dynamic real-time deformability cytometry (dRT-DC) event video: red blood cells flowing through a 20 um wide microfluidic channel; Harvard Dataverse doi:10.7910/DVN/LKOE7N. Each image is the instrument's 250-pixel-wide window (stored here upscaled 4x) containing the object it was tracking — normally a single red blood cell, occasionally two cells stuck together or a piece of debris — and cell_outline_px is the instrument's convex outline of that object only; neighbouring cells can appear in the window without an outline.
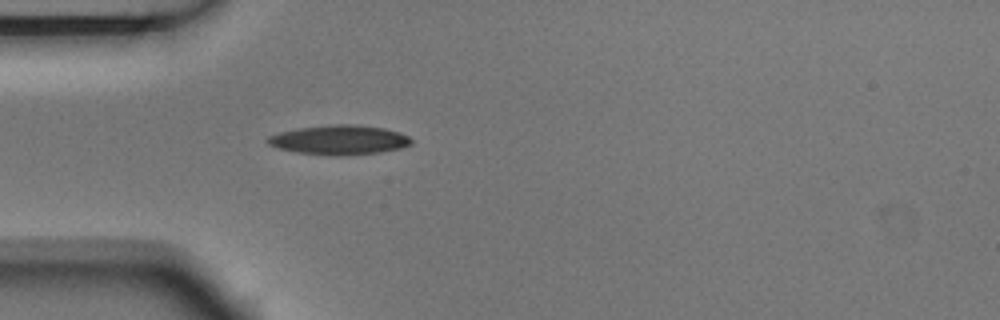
{"species": "Egyptian fruit bat (a non-hibernating species)", "species_latin": "Rousettus aegyptiacus", "temperature_condition": "room temperature", "stored_images_in_passage": 5, "camera_frame_rate_fps": 3000, "um_per_image_px": 0.085, "animal": {"sex": "male"}, "frame": {"image": 1, "passage_image": 5, "time_ms": 1.333, "image_size_px": [1000, 320], "cell_outline_px": [[412, 144], [400, 148], [380, 152], [340, 156], [332, 156], [296, 152], [280, 148], [268, 144], [264, 140], [268, 136], [280, 132], [296, 128], [332, 124], [356, 124], [384, 128], [400, 132], [408, 136], [412, 140]], "centroid_in_image_um": [28.83, 11.89], "position_along_channel_um": 56.2, "area_um2": 24.85}}